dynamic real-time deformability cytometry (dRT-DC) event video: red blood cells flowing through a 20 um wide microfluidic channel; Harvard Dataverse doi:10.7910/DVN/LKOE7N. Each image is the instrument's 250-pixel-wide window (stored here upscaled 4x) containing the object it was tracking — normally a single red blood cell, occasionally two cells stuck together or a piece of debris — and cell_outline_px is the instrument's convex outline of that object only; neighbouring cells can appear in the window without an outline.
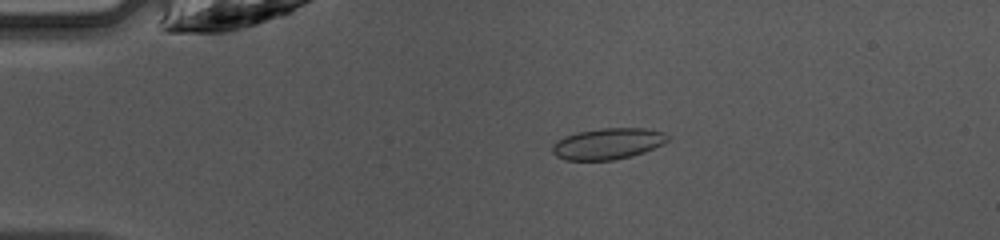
{"species": "common noctule bat (a hibernating species)", "species_latin": "Nyctalus noctula", "temperature_condition": "warm", "stored_images_in_passage": 47, "camera_frame_rate_fps": 3000, "um_per_image_px": 0.085, "animal": {"sex": "female", "body_mass_g": 10.0, "forearm_length_mm": 53.1}, "frame": {"image": 1, "passage_image": 10, "time_ms": 3.0, "image_size_px": [1000, 240], "cell_outline_px": [[668, 140], [644, 152], [632, 156], [612, 160], [564, 160], [556, 156], [552, 152], [552, 144], [556, 140], [564, 136], [576, 132], [600, 128], [648, 128], [664, 132], [668, 136]], "centroid_in_image_um": [51.61, 12.21], "position_along_channel_um": 33.4, "area_um2": 21.04}}
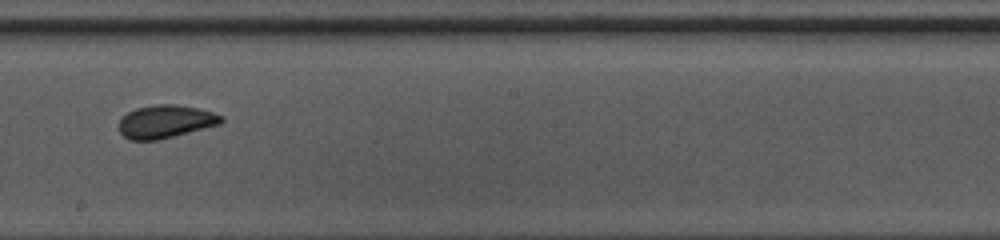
{"frame": {"image": 2, "passage_image": 27, "time_ms": 8.667, "image_size_px": [1000, 240], "cell_outline_px": [[224, 120], [220, 124], [156, 140], [128, 140], [120, 132], [120, 120], [128, 112], [136, 108], [156, 104], [176, 104], [196, 108], [212, 112], [224, 116]], "centroid_in_image_um": [14.07, 10.32], "position_along_channel_um": 234.1, "area_um2": 19.42}}
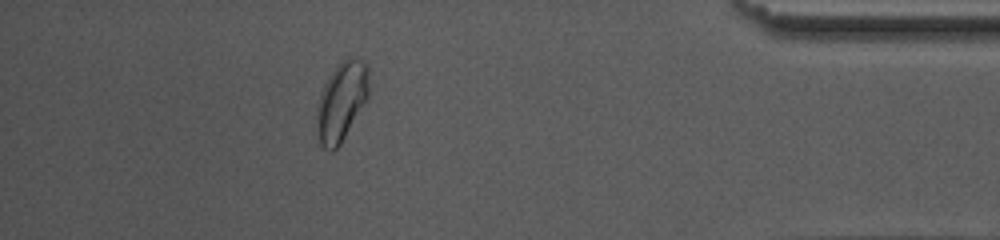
{"frame": {"image": 3, "passage_image": 42, "time_ms": 13.667, "image_size_px": [1000, 240], "cell_outline_px": [[368, 96], [364, 104], [340, 144], [332, 152], [324, 148], [320, 144], [316, 116], [316, 104], [320, 92], [328, 76], [336, 64], [340, 60], [348, 56], [360, 60], [368, 68]], "centroid_in_image_um": [28.99, 8.59], "position_along_channel_um": 406.2, "area_um2": 23.99}, "authors_computed_cell_mechanics": {"area_um2": 20.1722, "velocity_mm_per_s": 4.2539, "shape_relaxation_time_tau1_ms": 2.478, "shape_relaxation_time_tau2_ms": 1.1419, "deformation_change_tau1": 0.0654, "deformation_change_tau2": 0.04}}